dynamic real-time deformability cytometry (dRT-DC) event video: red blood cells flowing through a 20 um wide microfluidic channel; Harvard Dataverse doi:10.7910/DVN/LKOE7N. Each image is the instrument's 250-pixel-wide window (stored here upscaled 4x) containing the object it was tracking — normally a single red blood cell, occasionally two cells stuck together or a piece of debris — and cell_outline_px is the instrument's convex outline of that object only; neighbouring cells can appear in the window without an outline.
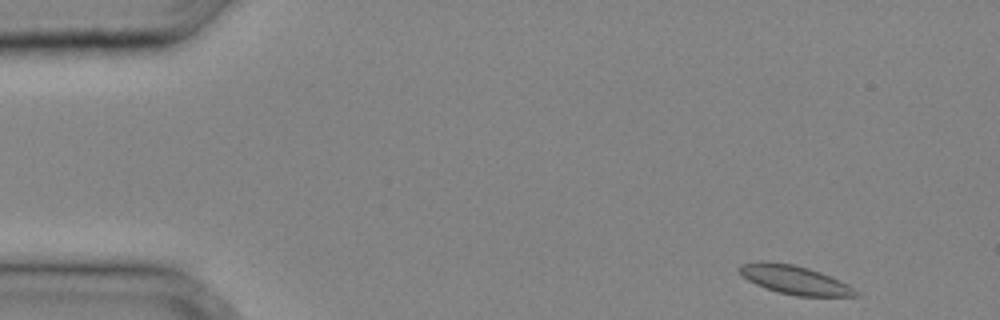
{"species": "common noctule bat (a hibernating species)", "species_latin": "Nyctalus noctula", "temperature_condition": "cold", "stored_images_in_passage": 32, "camera_frame_rate_fps": 3000, "um_per_image_px": 0.085, "animal": {"sex": "male", "body_mass_g": 20.4}, "frame": {"image": 1, "passage_image": 1, "time_ms": 0.0, "image_size_px": [1000, 320], "cell_outline_px": [[860, 296], [796, 296], [780, 292], [756, 284], [740, 276], [736, 268], [740, 264], [760, 260], [764, 260], [792, 264], [808, 268], [820, 272], [848, 284]], "centroid_in_image_um": [67.46, 23.76], "position_along_channel_um": 17.5, "area_um2": 19.42}}
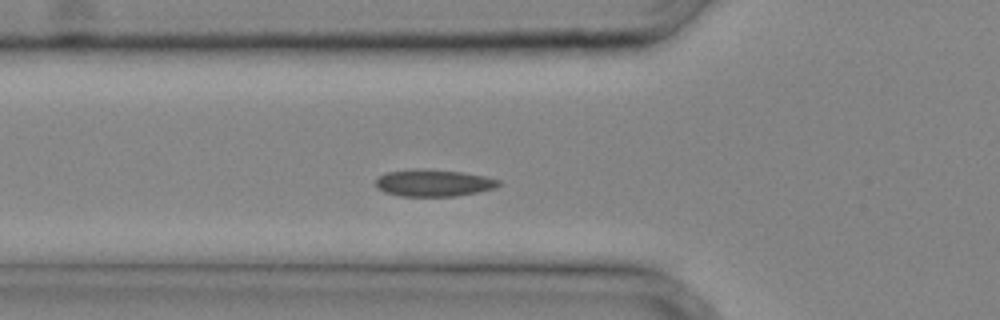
{"frame": {"image": 2, "passage_image": 10, "time_ms": 3.0, "image_size_px": [1000, 320], "cell_outline_px": [[500, 184], [496, 188], [456, 196], [400, 196], [384, 192], [376, 188], [376, 180], [380, 176], [388, 172], [416, 168], [428, 168], [460, 172], [484, 176], [500, 180]], "centroid_in_image_um": [36.84, 15.54], "position_along_channel_um": 89.0, "area_um2": 19.36}}
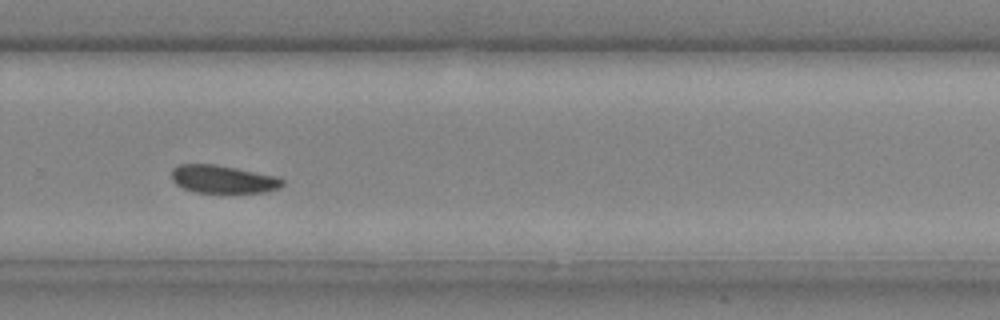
{"frame": {"image": 3, "passage_image": 22, "time_ms": 7.0, "image_size_px": [1000, 320], "cell_outline_px": [[284, 184], [280, 188], [264, 192], [196, 192], [184, 188], [176, 184], [172, 180], [172, 168], [180, 164], [216, 164], [276, 176], [284, 180]], "centroid_in_image_um": [18.95, 15.22], "position_along_channel_um": 310.8, "area_um2": 17.92}}